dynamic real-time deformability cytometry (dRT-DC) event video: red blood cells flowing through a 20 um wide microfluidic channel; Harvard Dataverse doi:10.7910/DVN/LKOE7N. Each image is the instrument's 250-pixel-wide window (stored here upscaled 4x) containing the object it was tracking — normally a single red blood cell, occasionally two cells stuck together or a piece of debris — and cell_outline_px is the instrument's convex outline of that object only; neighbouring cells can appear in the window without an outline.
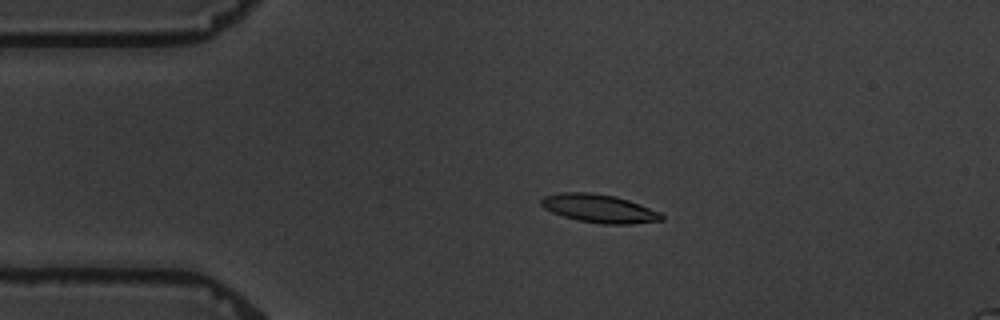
{"species": "common noctule bat (a hibernating species)", "species_latin": "Nyctalus noctula", "temperature_condition": "warm", "stored_images_in_passage": 2, "camera_frame_rate_fps": 3000, "um_per_image_px": 0.085, "animal": {"sex": "male", "body_mass_g": 19.5, "forearm_length_mm": 54.6}, "frame": {"image": 1, "passage_image": 1, "time_ms": 0.0, "image_size_px": [1000, 320], "cell_outline_px": [[664, 220], [632, 224], [600, 224], [576, 220], [552, 212], [544, 208], [540, 204], [540, 200], [544, 196], [560, 192], [592, 192], [616, 196], [640, 204], [660, 212], [664, 216]], "centroid_in_image_um": [50.93, 17.72], "position_along_channel_um": 34.1, "area_um2": 20.06}}